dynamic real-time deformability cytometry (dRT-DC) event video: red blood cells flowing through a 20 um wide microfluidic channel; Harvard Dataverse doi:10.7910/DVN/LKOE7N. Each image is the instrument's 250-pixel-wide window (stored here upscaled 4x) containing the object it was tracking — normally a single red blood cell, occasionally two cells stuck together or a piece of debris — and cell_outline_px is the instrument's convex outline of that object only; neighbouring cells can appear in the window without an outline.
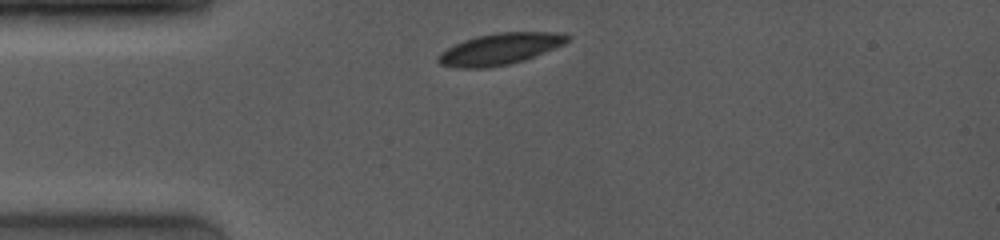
{"species": "common noctule bat (a hibernating species)", "species_latin": "Nyctalus noctula", "temperature_condition": "room temperature", "stored_images_in_passage": 25, "camera_frame_rate_fps": 4000, "um_per_image_px": 0.085, "animal": {"sex": "female", "body_mass_g": 19.0, "forearm_length_mm": 53.3}, "frame": {"image": 1, "passage_image": 1, "time_ms": 0.0, "image_size_px": [1000, 240], "cell_outline_px": [[572, 40], [564, 44], [524, 60], [508, 64], [488, 68], [456, 68], [440, 64], [436, 60], [436, 56], [440, 52], [464, 40], [476, 36], [496, 32], [564, 32], [572, 36]], "centroid_in_image_um": [42.52, 4.15], "position_along_channel_um": 42.5, "area_um2": 23.87}}
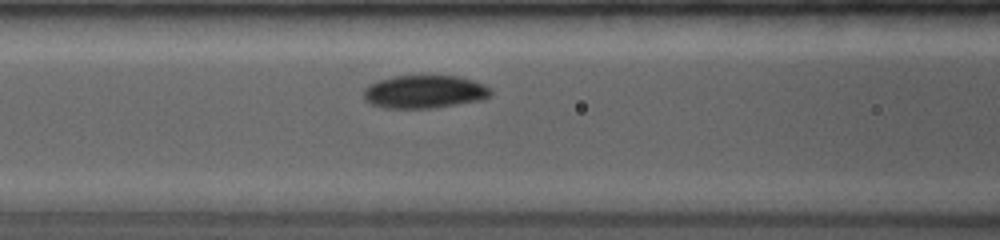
{"frame": {"image": 2, "passage_image": 8, "time_ms": 2.75, "image_size_px": [1000, 240], "cell_outline_px": [[492, 92], [484, 100], [432, 108], [384, 108], [372, 104], [364, 100], [364, 88], [368, 84], [392, 76], [460, 76], [484, 84]], "centroid_in_image_um": [36.06, 7.8], "position_along_channel_um": 130.5, "area_um2": 24.51}}
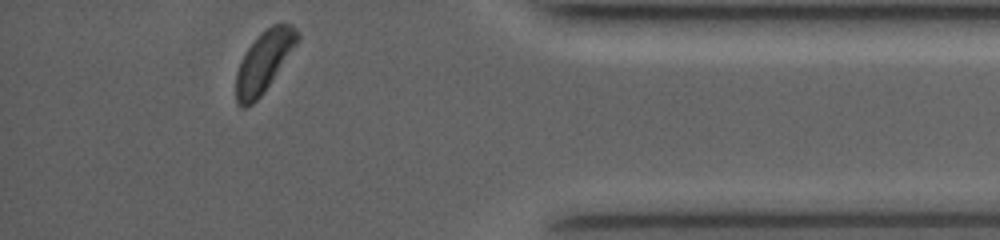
{"frame": {"image": 3, "passage_image": 25, "time_ms": 10.25, "image_size_px": [1000, 240], "cell_outline_px": [[300, 40], [264, 92], [252, 104], [244, 108], [240, 108], [236, 100], [236, 72], [240, 60], [244, 52], [256, 36], [260, 32], [272, 24], [292, 24], [300, 32]], "centroid_in_image_um": [22.44, 5.21], "position_along_channel_um": 412.8, "area_um2": 22.08}, "authors_computed_cell_mechanics": {"area_um2": 24.5072, "velocity_mm_per_s": 4.004, "shape_relaxation_time_tau1_ms": 2.9226, "shape_relaxation_time_tau2_ms": null, "deformation_change_tau1": 0.134, "deformation_change_tau2": null}}